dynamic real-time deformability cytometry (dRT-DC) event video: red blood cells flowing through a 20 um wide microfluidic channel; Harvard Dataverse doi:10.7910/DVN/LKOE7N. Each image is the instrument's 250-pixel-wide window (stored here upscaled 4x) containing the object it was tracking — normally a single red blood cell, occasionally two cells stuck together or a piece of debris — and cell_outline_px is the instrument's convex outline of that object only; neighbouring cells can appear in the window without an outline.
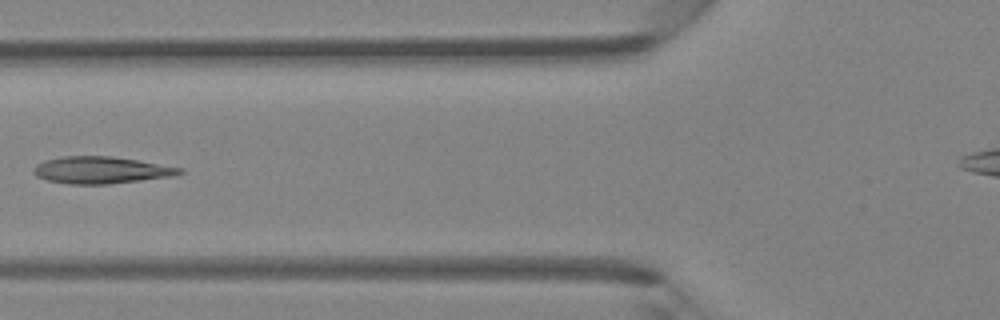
{"species": "Egyptian fruit bat (a non-hibernating species)", "species_latin": "Rousettus aegyptiacus", "temperature_condition": "room temperature", "stored_images_in_passage": 6, "camera_frame_rate_fps": 3000, "um_per_image_px": 0.085, "animal": {"sex": "female"}, "frame": {"image": 1, "passage_image": 6, "time_ms": 5.667, "image_size_px": [1000, 320], "cell_outline_px": [[184, 172], [172, 176], [108, 184], [68, 184], [48, 180], [36, 176], [32, 172], [32, 168], [36, 164], [44, 160], [64, 156], [112, 156], [184, 168]], "centroid_in_image_um": [8.55, 14.45], "position_along_channel_um": 117.2, "area_um2": 22.89}}